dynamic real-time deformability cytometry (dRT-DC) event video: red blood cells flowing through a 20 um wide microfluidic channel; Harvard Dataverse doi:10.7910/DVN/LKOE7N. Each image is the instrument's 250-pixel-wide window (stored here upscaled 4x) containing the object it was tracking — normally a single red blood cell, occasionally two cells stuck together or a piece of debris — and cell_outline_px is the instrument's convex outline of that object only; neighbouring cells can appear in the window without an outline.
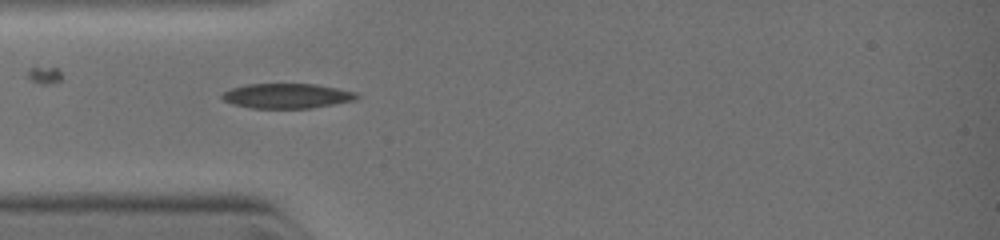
{"species": "common noctule bat (a hibernating species)", "species_latin": "Nyctalus noctula", "temperature_condition": "warm", "stored_images_in_passage": 5, "camera_frame_rate_fps": 3000, "um_per_image_px": 0.085, "animal": {"sex": "female", "body_mass_g": 19.0, "forearm_length_mm": 51.5}, "frame": {"image": 1, "passage_image": 1, "time_ms": 0.0, "image_size_px": [1000, 240], "cell_outline_px": [[360, 96], [356, 100], [308, 108], [252, 108], [232, 104], [224, 100], [220, 96], [224, 92], [232, 88], [248, 84], [316, 84], [356, 92]], "centroid_in_image_um": [24.39, 8.15], "position_along_channel_um": 60.6, "area_um2": 19.36}}
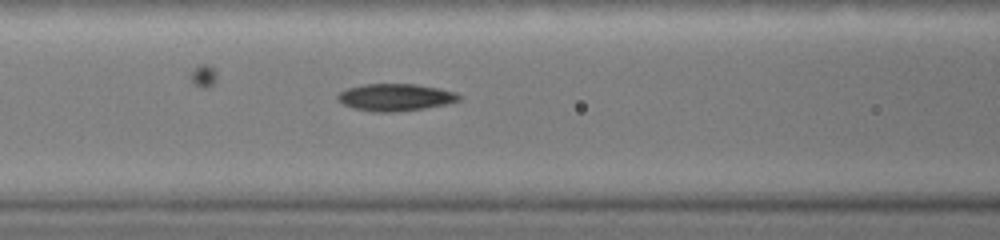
{"frame": {"image": 2, "passage_image": 4, "time_ms": 1.333, "image_size_px": [1000, 240], "cell_outline_px": [[460, 100], [448, 104], [424, 108], [392, 112], [376, 112], [356, 108], [344, 104], [336, 96], [340, 92], [348, 88], [364, 84], [416, 84], [456, 92], [460, 96]], "centroid_in_image_um": [33.64, 8.26], "position_along_channel_um": 133.0, "area_um2": 18.9}}